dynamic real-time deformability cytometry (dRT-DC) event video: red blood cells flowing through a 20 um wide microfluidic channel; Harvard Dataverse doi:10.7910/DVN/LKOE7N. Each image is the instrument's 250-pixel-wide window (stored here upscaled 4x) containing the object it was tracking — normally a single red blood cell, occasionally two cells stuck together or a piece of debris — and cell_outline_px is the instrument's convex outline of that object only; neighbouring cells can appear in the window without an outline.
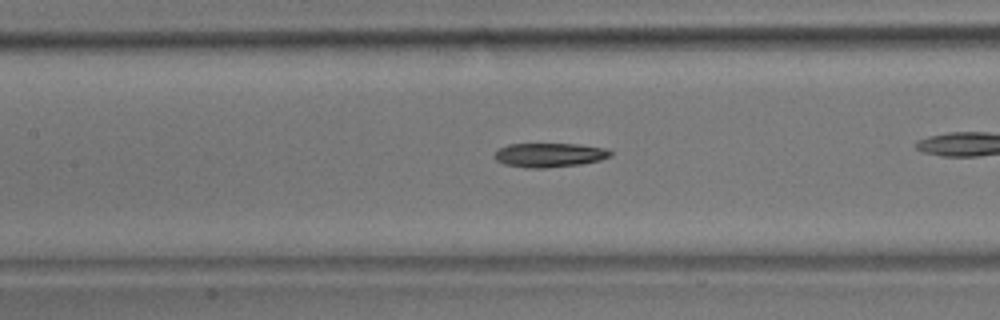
{"species": "common noctule bat (a hibernating species)", "species_latin": "Nyctalus noctula", "temperature_condition": "room temperature", "stored_images_in_passage": 30, "camera_frame_rate_fps": 3000, "um_per_image_px": 0.085, "animal": {"sex": "male", "body_mass_g": 17.9}, "frame": {"image": 1, "passage_image": 13, "time_ms": 4.0, "image_size_px": [1000, 320], "cell_outline_px": [[612, 156], [600, 160], [580, 164], [544, 168], [524, 168], [504, 164], [496, 160], [492, 156], [500, 148], [508, 144], [576, 144], [604, 148], [612, 152]], "centroid_in_image_um": [46.67, 13.18], "position_along_channel_um": 160.7, "area_um2": 16.3}}
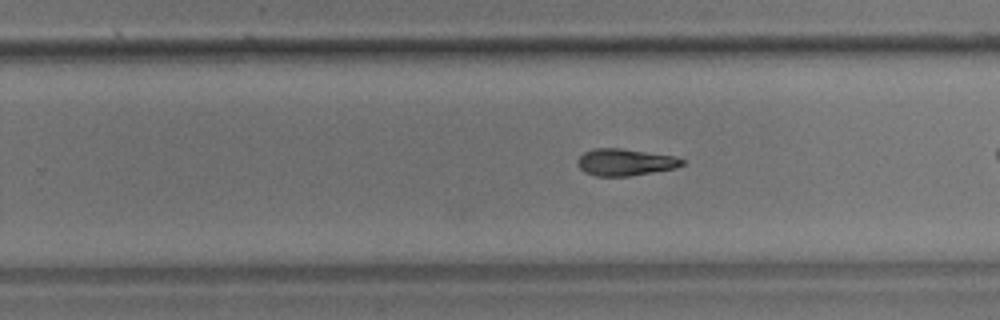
{"frame": {"image": 2, "passage_image": 22, "time_ms": 7.0, "image_size_px": [1000, 320], "cell_outline_px": [[684, 164], [676, 168], [628, 176], [596, 176], [584, 172], [580, 168], [576, 160], [584, 152], [596, 148], [620, 148], [672, 156], [684, 160]], "centroid_in_image_um": [53.1, 13.79], "position_along_channel_um": 276.7, "area_um2": 16.18}}